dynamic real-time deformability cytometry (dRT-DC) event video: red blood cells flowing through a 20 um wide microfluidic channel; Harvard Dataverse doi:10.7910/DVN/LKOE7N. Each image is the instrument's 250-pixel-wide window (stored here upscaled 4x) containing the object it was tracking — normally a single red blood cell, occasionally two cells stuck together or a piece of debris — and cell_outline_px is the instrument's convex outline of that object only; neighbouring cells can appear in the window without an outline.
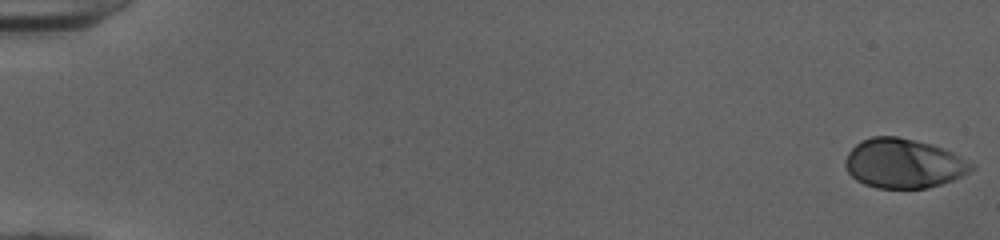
{"species": "human", "species_latin": "Homo sapiens", "temperature_condition": "cold", "stored_images_in_passage": 52, "camera_frame_rate_fps": 3000, "um_per_image_px": 0.085, "donor": {"sex": "female"}, "frame": {"image": 1, "passage_image": 1, "time_ms": 0.0, "image_size_px": [1000, 240], "cell_outline_px": [[976, 168], [952, 180], [928, 188], [876, 188], [864, 184], [856, 180], [848, 172], [844, 164], [844, 160], [848, 152], [860, 140], [872, 136], [896, 136], [932, 144], [952, 152], [976, 164]], "centroid_in_image_um": [76.79, 13.89], "position_along_channel_um": 8.2, "area_um2": 36.47}}
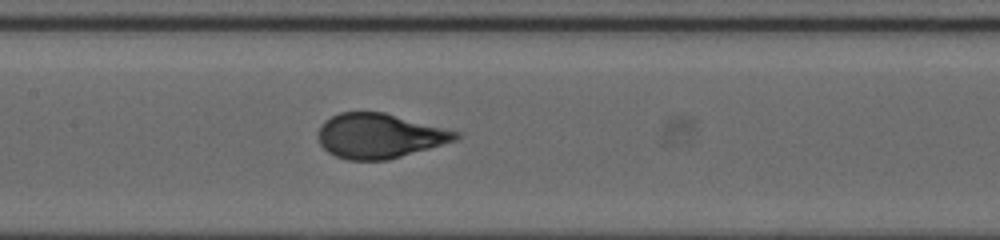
{"frame": {"image": 2, "passage_image": 27, "time_ms": 8.667, "image_size_px": [1000, 240], "cell_outline_px": [[460, 136], [456, 140], [388, 160], [348, 160], [336, 156], [328, 152], [320, 144], [316, 136], [316, 132], [320, 124], [324, 120], [340, 112], [384, 112], [460, 132]], "centroid_in_image_um": [32.19, 11.54], "position_along_channel_um": 175.2, "area_um2": 35.89}}
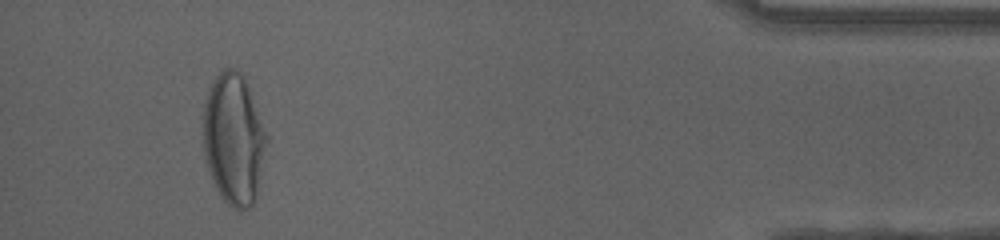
{"frame": {"image": 3, "passage_image": 49, "time_ms": 16.0, "image_size_px": [1000, 240], "cell_outline_px": [[268, 140], [260, 184], [256, 200], [252, 208], [240, 212], [232, 208], [220, 196], [212, 180], [204, 160], [204, 104], [208, 92], [216, 76], [224, 68], [232, 68], [240, 72], [244, 76], [268, 136]], "centroid_in_image_um": [19.89, 11.9], "position_along_channel_um": 415.3, "area_um2": 49.01}, "authors_computed_cell_mechanics": {"area_um2": 35.9805, "velocity_mm_per_s": 4.0187, "shape_relaxation_time_tau1_ms": 4.2669, "shape_relaxation_time_tau2_ms": null, "deformation_change_tau1": 0.2158, "deformation_change_tau2": null}}